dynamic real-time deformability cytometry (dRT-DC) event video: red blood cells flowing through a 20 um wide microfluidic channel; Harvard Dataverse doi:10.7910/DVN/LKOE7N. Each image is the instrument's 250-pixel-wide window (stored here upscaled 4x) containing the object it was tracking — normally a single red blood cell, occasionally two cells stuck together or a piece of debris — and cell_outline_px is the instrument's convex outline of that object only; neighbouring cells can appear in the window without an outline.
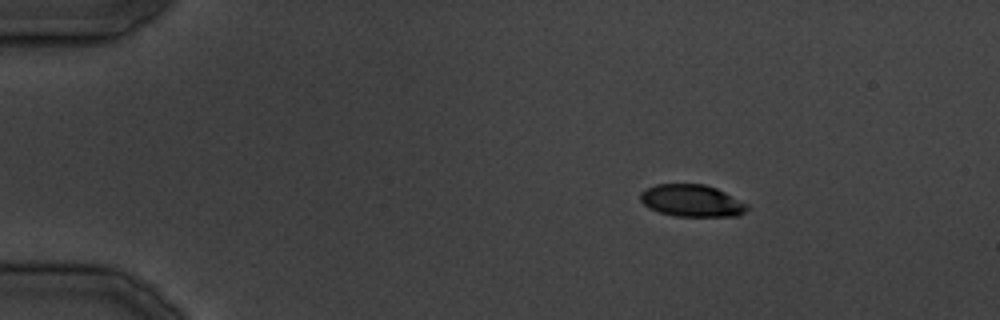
{"species": "common noctule bat (a hibernating species)", "species_latin": "Nyctalus noctula", "temperature_condition": "cold", "stored_images_in_passage": 10, "camera_frame_rate_fps": 3000, "um_per_image_px": 0.085, "animal": {"sex": "male", "body_mass_g": 19.5, "forearm_length_mm": 54.6}, "frame": {"image": 1, "passage_image": 1, "time_ms": 0.0, "image_size_px": [1000, 320], "cell_outline_px": [[748, 208], [744, 212], [736, 216], [676, 216], [660, 212], [648, 208], [640, 200], [640, 192], [656, 184], [704, 184], [716, 188], [748, 204]], "centroid_in_image_um": [58.79, 17.06], "position_along_channel_um": 26.2, "area_um2": 19.83}}
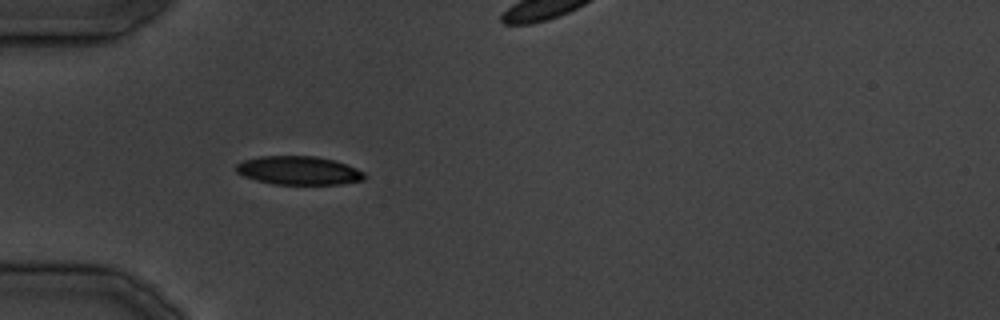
{"frame": {"image": 2, "passage_image": 7, "time_ms": 7.0, "image_size_px": [1000, 320], "cell_outline_px": [[364, 180], [340, 184], [276, 184], [256, 180], [244, 176], [236, 172], [236, 164], [244, 160], [260, 156], [316, 156], [336, 160], [356, 168], [364, 172]], "centroid_in_image_um": [25.39, 14.48], "position_along_channel_um": 59.6, "area_um2": 21.33}}